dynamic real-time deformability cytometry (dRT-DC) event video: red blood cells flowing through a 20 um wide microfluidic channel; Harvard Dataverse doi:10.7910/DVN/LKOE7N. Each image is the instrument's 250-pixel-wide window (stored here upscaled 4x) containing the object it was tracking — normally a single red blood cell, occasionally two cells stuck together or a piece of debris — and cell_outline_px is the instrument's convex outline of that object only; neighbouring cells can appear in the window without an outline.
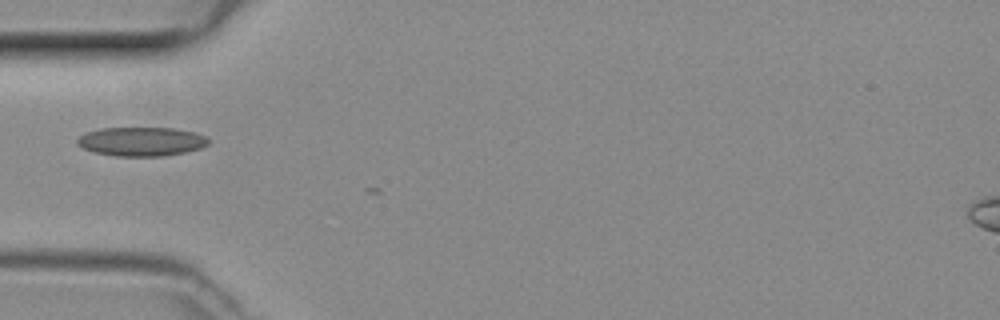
{"species": "common noctule bat (a hibernating species)", "species_latin": "Nyctalus noctula", "temperature_condition": "room temperature", "stored_images_in_passage": 2, "camera_frame_rate_fps": 3000, "um_per_image_px": 0.085, "animal": {"sex": "female", "body_mass_g": 29.2, "forearm_length_mm": 56.3}, "frame": {"image": 1, "passage_image": 1, "time_ms": 0.0, "image_size_px": [1000, 320], "cell_outline_px": [[208, 144], [200, 148], [184, 152], [160, 156], [116, 156], [96, 152], [84, 148], [76, 144], [76, 140], [80, 136], [88, 132], [100, 128], [172, 128], [196, 132], [204, 136], [208, 140]], "centroid_in_image_um": [12.01, 12.02], "position_along_channel_um": 73.0, "area_um2": 21.91}}